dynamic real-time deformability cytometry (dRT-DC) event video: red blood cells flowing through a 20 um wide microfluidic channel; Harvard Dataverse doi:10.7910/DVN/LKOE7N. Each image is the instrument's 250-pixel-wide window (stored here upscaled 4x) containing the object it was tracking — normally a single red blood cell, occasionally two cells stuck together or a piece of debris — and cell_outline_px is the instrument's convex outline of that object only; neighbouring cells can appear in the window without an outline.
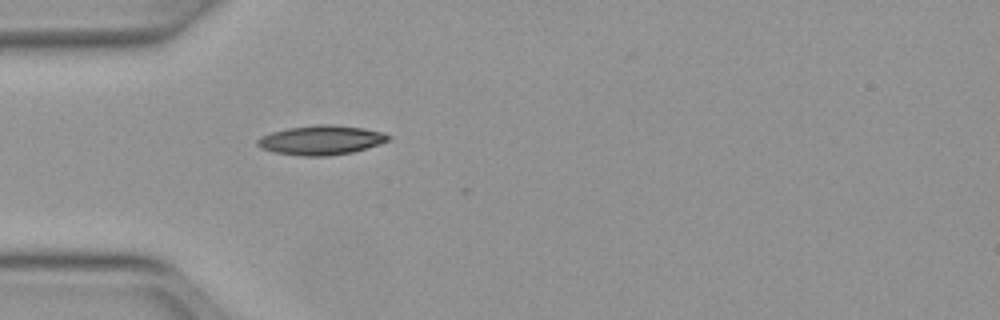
{"species": "Egyptian fruit bat (a non-hibernating species)", "species_latin": "Rousettus aegyptiacus", "temperature_condition": "warm", "stored_images_in_passage": 2, "camera_frame_rate_fps": 3000, "um_per_image_px": 0.085, "animal": {"sex": "female"}, "frame": {"image": 1, "passage_image": 1, "time_ms": 0.0, "image_size_px": [1000, 320], "cell_outline_px": [[392, 136], [388, 140], [380, 144], [352, 152], [328, 156], [304, 156], [276, 152], [260, 148], [256, 144], [256, 140], [260, 136], [272, 132], [288, 128], [316, 124], [332, 124], [364, 128], [384, 132]], "centroid_in_image_um": [27.3, 11.9], "position_along_channel_um": 57.7, "area_um2": 22.48}}